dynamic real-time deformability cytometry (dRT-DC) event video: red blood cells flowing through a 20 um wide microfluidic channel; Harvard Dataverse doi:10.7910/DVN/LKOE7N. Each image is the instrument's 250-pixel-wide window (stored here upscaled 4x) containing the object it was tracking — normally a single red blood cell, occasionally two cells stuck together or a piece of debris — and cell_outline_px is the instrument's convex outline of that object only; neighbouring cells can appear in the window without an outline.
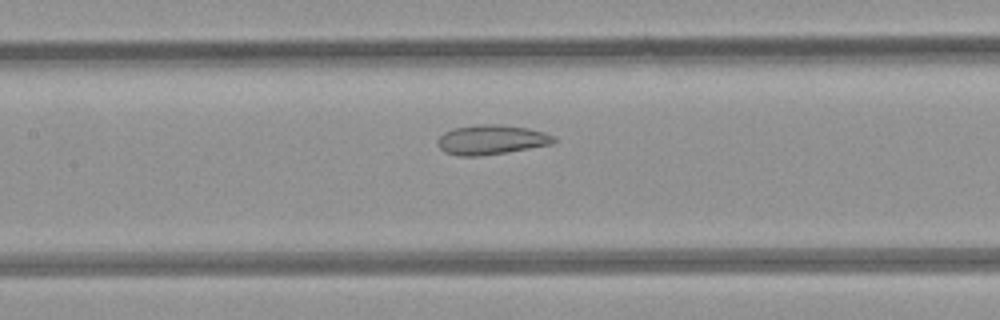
{"species": "common noctule bat (a hibernating species)", "species_latin": "Nyctalus noctula", "temperature_condition": "room temperature", "stored_images_in_passage": 5, "camera_frame_rate_fps": 3000, "um_per_image_px": 0.085, "animal": {"sex": "female", "body_mass_g": 21.9}, "frame": {"image": 1, "passage_image": 5, "time_ms": 5.667, "image_size_px": [1000, 320], "cell_outline_px": [[556, 140], [552, 144], [480, 156], [460, 156], [444, 152], [436, 144], [436, 140], [444, 132], [452, 128], [476, 124], [496, 124], [528, 128], [544, 132], [552, 136]], "centroid_in_image_um": [41.69, 11.87], "position_along_channel_um": 165.7, "area_um2": 20.0}}